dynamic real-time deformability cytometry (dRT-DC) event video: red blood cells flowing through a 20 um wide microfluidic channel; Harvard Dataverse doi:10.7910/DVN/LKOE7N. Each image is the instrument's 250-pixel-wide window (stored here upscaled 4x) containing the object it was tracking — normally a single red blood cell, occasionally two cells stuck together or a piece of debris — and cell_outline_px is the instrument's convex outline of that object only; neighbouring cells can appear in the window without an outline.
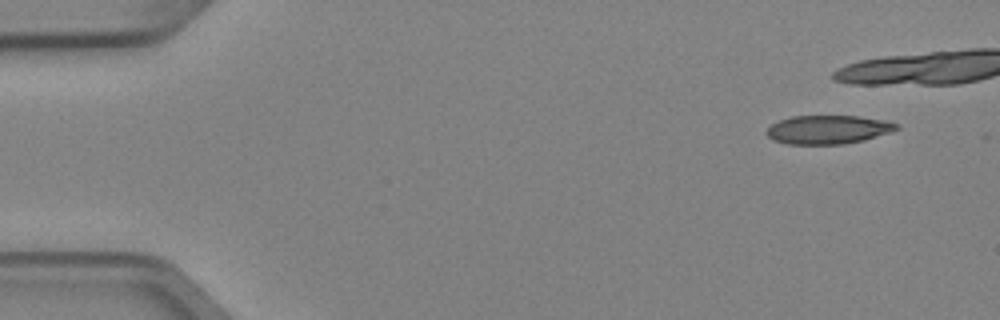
{"species": "Egyptian fruit bat (a non-hibernating species)", "species_latin": "Rousettus aegyptiacus", "temperature_condition": "cold", "stored_images_in_passage": 6, "camera_frame_rate_fps": 3000, "um_per_image_px": 0.085, "animal": {"sex": "female"}, "frame": {"image": 1, "passage_image": 1, "time_ms": 0.0, "image_size_px": [1000, 320], "cell_outline_px": [[900, 128], [892, 132], [864, 140], [844, 144], [788, 144], [772, 140], [764, 132], [772, 124], [780, 120], [792, 116], [856, 116], [888, 120], [900, 124]], "centroid_in_image_um": [70.43, 11.01], "position_along_channel_um": 14.6, "area_um2": 21.91}}
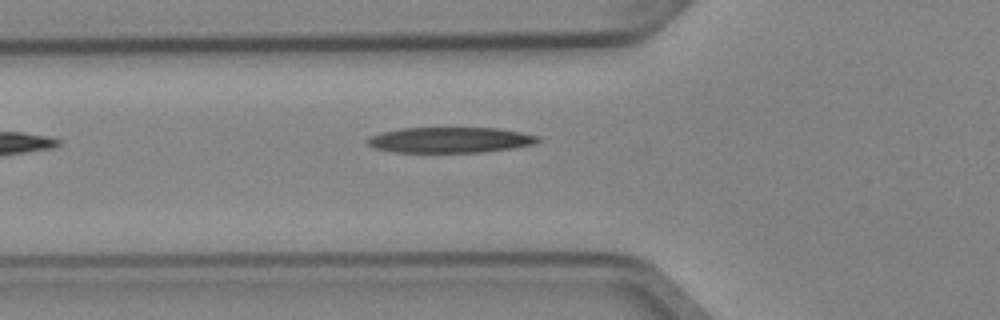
{"frame": {"image": 2, "passage_image": 6, "time_ms": 1.667, "image_size_px": [1000, 320], "cell_outline_px": [[540, 140], [536, 144], [512, 148], [484, 152], [392, 152], [376, 148], [368, 144], [364, 140], [372, 136], [384, 132], [400, 128], [496, 128], [520, 132], [540, 136]], "centroid_in_image_um": [38.29, 11.9], "position_along_channel_um": 87.5, "area_um2": 25.37}}